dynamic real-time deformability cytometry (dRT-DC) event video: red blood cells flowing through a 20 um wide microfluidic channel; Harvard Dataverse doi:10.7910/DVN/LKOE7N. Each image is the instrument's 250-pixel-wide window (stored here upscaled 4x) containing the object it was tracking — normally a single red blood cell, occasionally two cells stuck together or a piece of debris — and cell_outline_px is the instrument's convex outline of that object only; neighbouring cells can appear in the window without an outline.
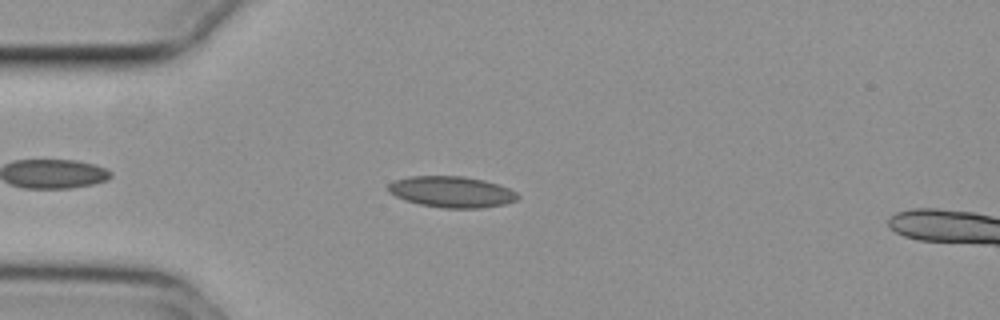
{"species": "common noctule bat (a hibernating species)", "species_latin": "Nyctalus noctula", "temperature_condition": "cold", "stored_images_in_passage": 10, "camera_frame_rate_fps": 3000, "um_per_image_px": 0.085, "animal": {"sex": "female", "body_mass_g": 29.2, "forearm_length_mm": 56.3}, "frame": {"image": 1, "passage_image": 7, "time_ms": 2.0, "image_size_px": [1000, 320], "cell_outline_px": [[520, 196], [516, 200], [504, 204], [480, 208], [444, 208], [420, 204], [404, 200], [388, 192], [388, 184], [392, 180], [408, 176], [464, 176], [484, 180], [508, 188], [516, 192]], "centroid_in_image_um": [38.35, 16.3], "position_along_channel_um": 46.6, "area_um2": 23.52}}